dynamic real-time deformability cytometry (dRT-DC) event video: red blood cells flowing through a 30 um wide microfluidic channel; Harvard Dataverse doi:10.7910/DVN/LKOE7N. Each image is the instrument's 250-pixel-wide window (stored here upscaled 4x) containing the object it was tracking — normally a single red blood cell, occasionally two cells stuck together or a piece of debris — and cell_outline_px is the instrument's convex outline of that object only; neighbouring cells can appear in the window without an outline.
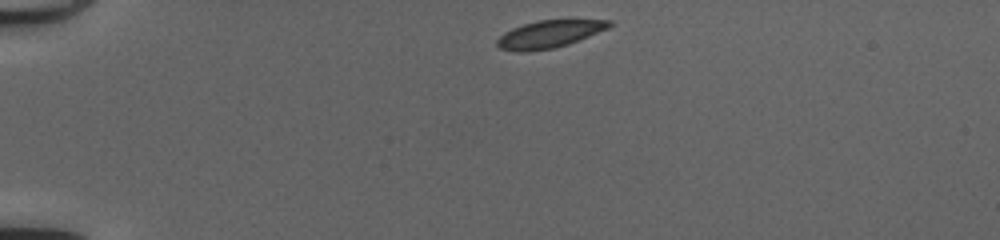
{"species": "common noctule bat (a hibernating species)", "species_latin": "Nyctalus noctula", "temperature_condition": "cold", "stored_images_in_passage": 40, "camera_frame_rate_fps": 3000, "um_per_image_px": 0.085, "animal": {"sex": "female", "body_mass_g": 20.0, "forearm_length_mm": 54.0}, "frame": {"image": 1, "passage_image": 1, "time_ms": 0.0, "image_size_px": [1000, 240], "cell_outline_px": [[612, 24], [608, 28], [568, 44], [552, 48], [524, 52], [516, 52], [500, 48], [496, 44], [496, 40], [504, 32], [512, 28], [524, 24], [540, 20], [612, 20]], "centroid_in_image_um": [46.65, 2.9], "position_along_channel_um": 38.4, "area_um2": 17.69}}
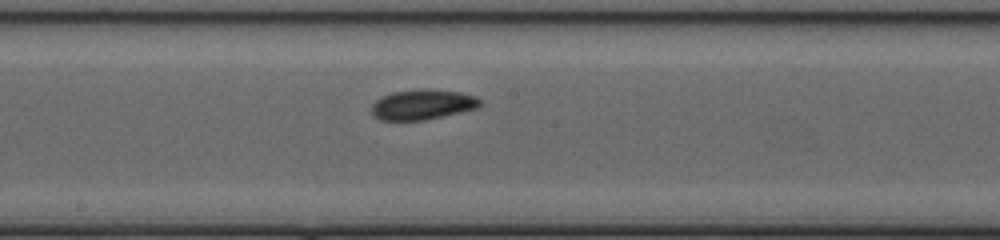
{"frame": {"image": 2, "passage_image": 18, "time_ms": 5.667, "image_size_px": [1000, 240], "cell_outline_px": [[484, 104], [476, 108], [460, 112], [424, 120], [380, 120], [372, 112], [372, 104], [380, 96], [392, 92], [460, 92], [476, 96]], "centroid_in_image_um": [35.91, 8.93], "position_along_channel_um": 212.3, "area_um2": 18.09}}
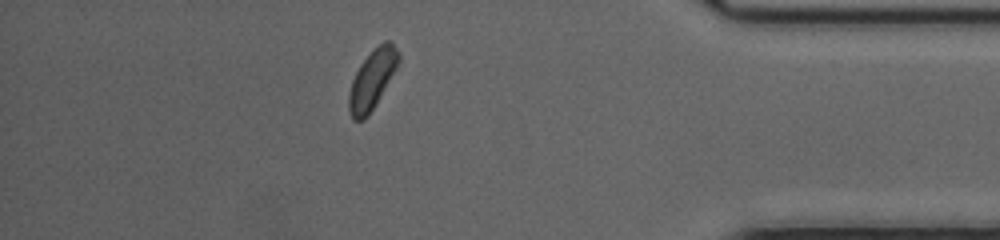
{"frame": {"image": 3, "passage_image": 34, "time_ms": 11.0, "image_size_px": [1000, 240], "cell_outline_px": [[400, 60], [396, 68], [376, 104], [368, 116], [364, 120], [352, 120], [348, 112], [348, 92], [352, 80], [360, 64], [384, 40], [392, 40], [400, 52]], "centroid_in_image_um": [31.63, 6.77], "position_along_channel_um": 403.6, "area_um2": 17.17}, "authors_computed_cell_mechanics": {"area_um2": 18.2937, "velocity_mm_per_s": 4.1333, "shape_relaxation_time_tau1_ms": null, "shape_relaxation_time_tau2_ms": 5.5565, "deformation_change_tau1": null, "deformation_change_tau2": 0.1126}}